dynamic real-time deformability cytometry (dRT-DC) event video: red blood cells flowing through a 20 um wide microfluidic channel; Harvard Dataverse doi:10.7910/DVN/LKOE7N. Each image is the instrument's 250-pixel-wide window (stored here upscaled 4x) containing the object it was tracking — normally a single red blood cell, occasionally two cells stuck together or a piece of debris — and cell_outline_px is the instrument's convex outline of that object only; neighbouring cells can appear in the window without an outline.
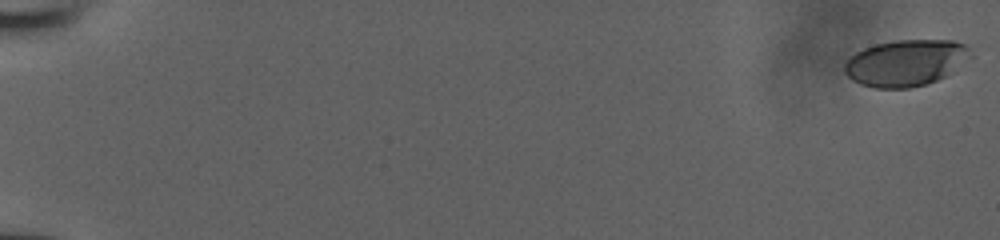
{"species": "human", "species_latin": "Homo sapiens", "temperature_condition": "room temperature", "stored_images_in_passage": 12, "camera_frame_rate_fps": 3000, "um_per_image_px": 0.085, "donor": {"sex": "male"}, "frame": {"image": 1, "passage_image": 1, "time_ms": 0.0, "image_size_px": [1000, 240], "cell_outline_px": [[976, 56], [944, 76], [928, 84], [908, 88], [876, 88], [860, 84], [852, 80], [844, 72], [844, 64], [856, 52], [864, 48], [876, 44], [896, 40], [952, 40], [968, 44]], "centroid_in_image_um": [77.06, 5.33], "position_along_channel_um": 7.9, "area_um2": 34.45}}